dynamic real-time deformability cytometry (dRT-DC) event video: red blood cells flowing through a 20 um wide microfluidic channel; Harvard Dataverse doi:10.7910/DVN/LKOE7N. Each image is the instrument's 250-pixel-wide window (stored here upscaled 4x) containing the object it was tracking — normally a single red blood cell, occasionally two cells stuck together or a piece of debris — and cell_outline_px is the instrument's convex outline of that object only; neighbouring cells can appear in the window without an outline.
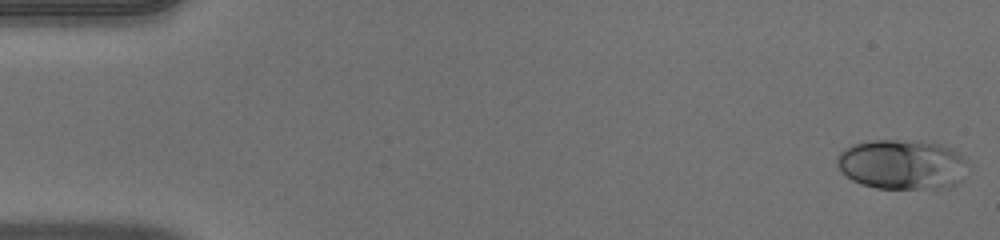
{"species": "human", "species_latin": "Homo sapiens", "temperature_condition": "warm", "stored_images_in_passage": 50, "camera_frame_rate_fps": 3000, "um_per_image_px": 0.085, "donor": {"sex": "male"}, "frame": {"image": 1, "passage_image": 1, "time_ms": 0.0, "image_size_px": [1000, 240], "cell_outline_px": [[964, 160], [960, 180], [956, 184], [948, 188], [876, 188], [860, 184], [852, 180], [836, 164], [836, 156], [844, 148], [852, 144], [872, 140], [896, 140], [940, 144], [952, 148]], "centroid_in_image_um": [76.59, 13.98], "position_along_channel_um": 8.4, "area_um2": 37.45}}
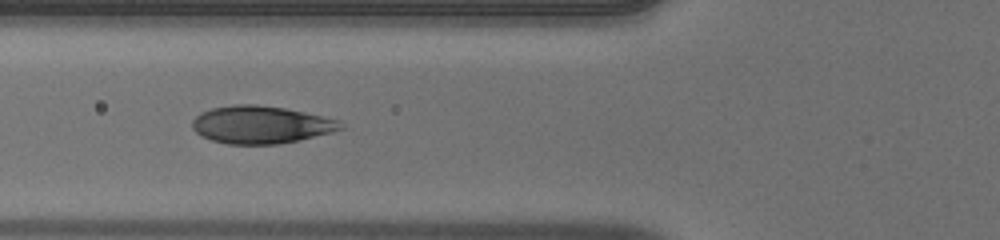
{"frame": {"image": 2, "passage_image": 19, "time_ms": 6.0, "image_size_px": [1000, 240], "cell_outline_px": [[344, 128], [332, 132], [300, 140], [276, 144], [228, 144], [212, 140], [200, 136], [192, 128], [192, 120], [200, 112], [212, 108], [236, 104], [256, 104], [284, 108], [304, 112], [340, 120]], "centroid_in_image_um": [22.16, 10.6], "position_along_channel_um": 103.6, "area_um2": 32.54}}
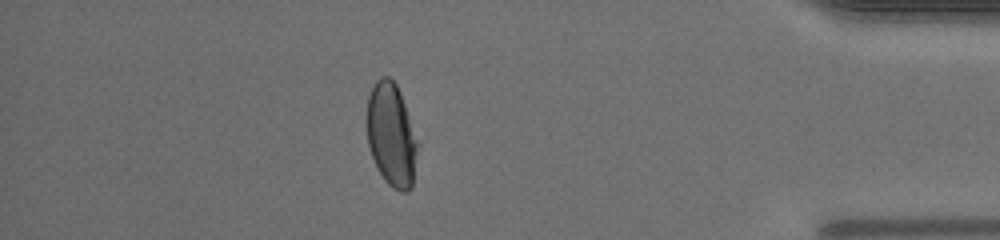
{"frame": {"image": 3, "passage_image": 44, "time_ms": 14.333, "image_size_px": [1000, 240], "cell_outline_px": [[420, 144], [412, 188], [408, 192], [400, 192], [392, 188], [384, 180], [372, 156], [368, 144], [368, 96], [376, 80], [380, 76], [388, 76], [396, 84], [400, 92]], "centroid_in_image_um": [33.32, 11.51], "position_along_channel_um": 401.9, "area_um2": 30.75}, "authors_computed_cell_mechanics": {"area_um2": 32.4547, "velocity_mm_per_s": 4.0652, "shape_relaxation_time_tau1_ms": 6.4732, "shape_relaxation_time_tau2_ms": null, "deformation_change_tau1": 0.2343, "deformation_change_tau2": null}}